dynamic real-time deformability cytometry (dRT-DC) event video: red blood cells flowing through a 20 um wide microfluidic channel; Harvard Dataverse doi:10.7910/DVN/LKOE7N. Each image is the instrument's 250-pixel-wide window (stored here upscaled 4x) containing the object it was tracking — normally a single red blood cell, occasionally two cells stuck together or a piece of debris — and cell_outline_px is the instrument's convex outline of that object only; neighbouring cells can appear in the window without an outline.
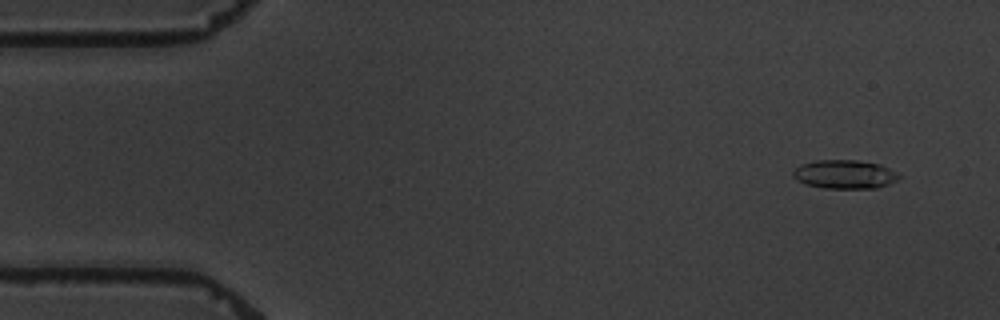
{"species": "common noctule bat (a hibernating species)", "species_latin": "Nyctalus noctula", "temperature_condition": "warm", "stored_images_in_passage": 3, "camera_frame_rate_fps": 3000, "um_per_image_px": 0.085, "animal": {"sex": "male", "body_mass_g": 19.5, "forearm_length_mm": 54.6}, "frame": {"image": 1, "passage_image": 1, "time_ms": 0.0, "image_size_px": [1000, 320], "cell_outline_px": [[900, 176], [896, 180], [888, 184], [876, 188], [824, 188], [804, 184], [796, 180], [792, 176], [792, 172], [800, 164], [816, 160], [856, 160], [880, 164], [896, 172]], "centroid_in_image_um": [71.75, 14.81], "position_along_channel_um": 13.3, "area_um2": 17.74}}